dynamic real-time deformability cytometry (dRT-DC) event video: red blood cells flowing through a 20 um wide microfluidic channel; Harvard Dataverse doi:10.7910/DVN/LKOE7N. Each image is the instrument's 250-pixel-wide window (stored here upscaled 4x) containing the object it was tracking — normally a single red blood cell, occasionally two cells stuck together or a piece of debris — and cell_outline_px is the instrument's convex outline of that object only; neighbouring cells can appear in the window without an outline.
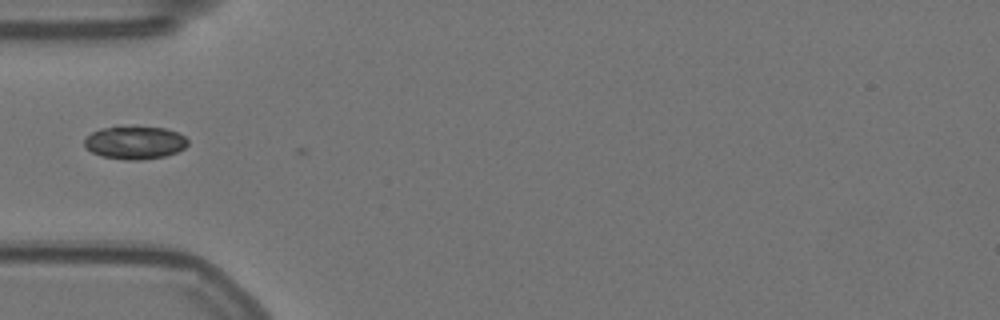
{"species": "Egyptian fruit bat (a non-hibernating species)", "species_latin": "Rousettus aegyptiacus", "temperature_condition": "warm", "stored_images_in_passage": 33, "camera_frame_rate_fps": 3000, "um_per_image_px": 0.085, "animal": {"sex": "female"}, "frame": {"image": 1, "passage_image": 2, "time_ms": 0.333, "image_size_px": [1000, 320], "cell_outline_px": [[188, 144], [184, 148], [176, 152], [164, 156], [140, 160], [124, 160], [100, 156], [84, 148], [84, 140], [92, 132], [100, 128], [132, 124], [136, 124], [164, 128], [176, 132], [184, 136], [188, 140]], "centroid_in_image_um": [11.43, 12.08], "position_along_channel_um": 73.6, "area_um2": 20.52}}
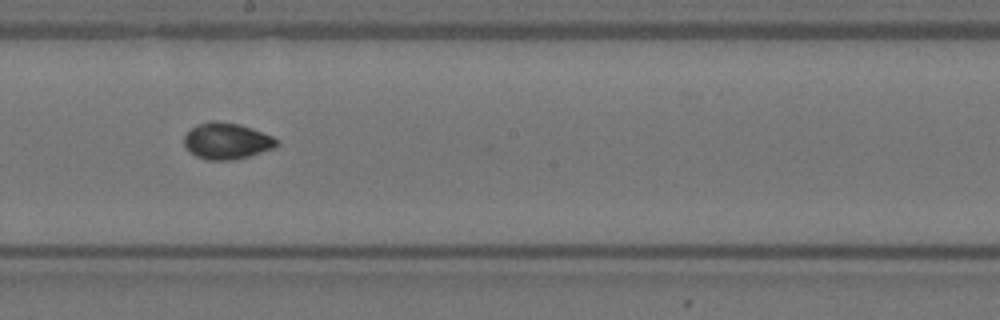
{"frame": {"image": 2, "passage_image": 15, "time_ms": 4.667, "image_size_px": [1000, 320], "cell_outline_px": [[280, 144], [272, 148], [248, 156], [232, 160], [208, 160], [196, 156], [184, 144], [184, 136], [192, 128], [208, 120], [216, 120], [240, 124], [252, 128], [272, 136], [280, 140]], "centroid_in_image_um": [19.29, 11.97], "position_along_channel_um": 228.9, "area_um2": 19.48}}
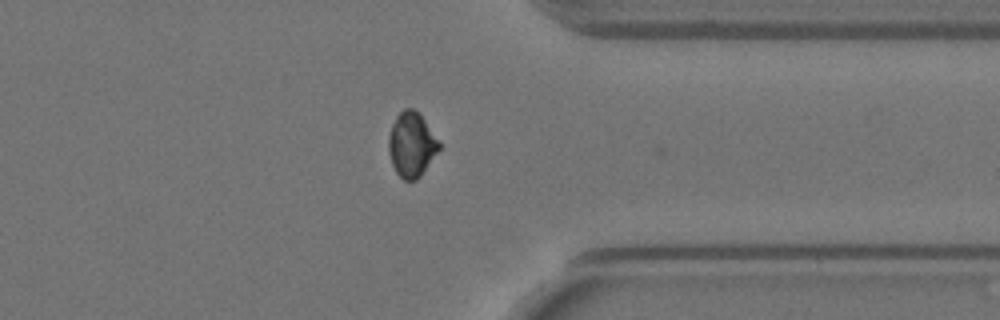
{"frame": {"image": 3, "passage_image": 28, "time_ms": 9.0, "image_size_px": [1000, 320], "cell_outline_px": [[440, 148], [420, 176], [416, 180], [404, 180], [396, 172], [392, 164], [388, 152], [388, 136], [392, 124], [396, 116], [404, 108], [412, 108], [420, 112], [440, 144]], "centroid_in_image_um": [34.96, 12.26], "position_along_channel_um": 376.4, "area_um2": 18.96}, "authors_computed_cell_mechanics": {"area_um2": 19.1896, "velocity_mm_per_s": 3.5547, "shape_relaxation_time_tau1_ms": null, "shape_relaxation_time_tau2_ms": 0.8433, "deformation_change_tau1": null, "deformation_change_tau2": 0.0373}}